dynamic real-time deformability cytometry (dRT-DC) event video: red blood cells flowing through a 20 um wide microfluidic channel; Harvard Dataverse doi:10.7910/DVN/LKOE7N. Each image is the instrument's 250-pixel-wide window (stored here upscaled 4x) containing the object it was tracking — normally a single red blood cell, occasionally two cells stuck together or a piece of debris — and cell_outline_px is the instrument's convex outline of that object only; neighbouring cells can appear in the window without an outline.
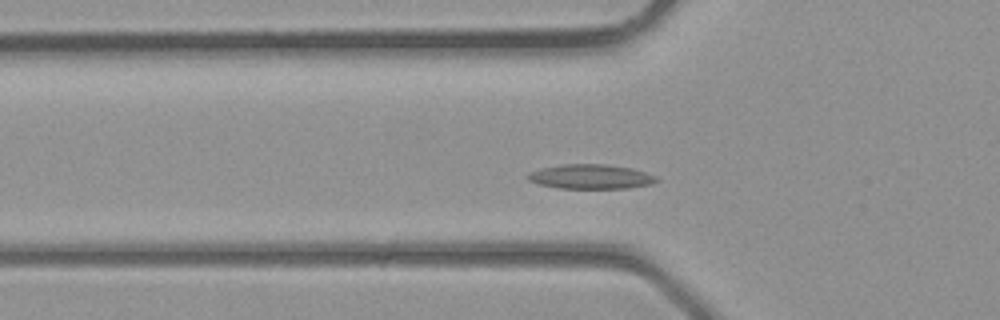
{"species": "common noctule bat (a hibernating species)", "species_latin": "Nyctalus noctula", "temperature_condition": "room temperature", "stored_images_in_passage": 34, "camera_frame_rate_fps": 3000, "um_per_image_px": 0.085, "animal": {"sex": "male", "body_mass_g": 23.1, "forearm_length_mm": 52.7}, "frame": {"image": 1, "passage_image": 7, "time_ms": 2.0, "image_size_px": [1000, 320], "cell_outline_px": [[660, 180], [652, 184], [628, 188], [560, 188], [540, 184], [528, 180], [524, 176], [528, 172], [540, 168], [560, 164], [604, 164], [632, 168], [656, 176]], "centroid_in_image_um": [50.19, 15.01], "position_along_channel_um": 75.6, "area_um2": 18.5}}
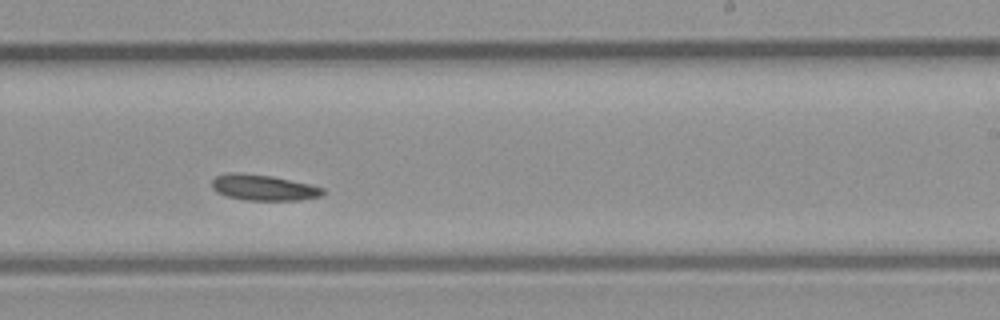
{"frame": {"image": 2, "passage_image": 18, "time_ms": 5.667, "image_size_px": [1000, 320], "cell_outline_px": [[324, 196], [300, 200], [244, 200], [228, 196], [216, 192], [212, 188], [212, 180], [216, 176], [228, 172], [240, 172], [272, 176], [312, 184], [324, 188]], "centroid_in_image_um": [22.42, 15.94], "position_along_channel_um": 266.6, "area_um2": 16.94}}
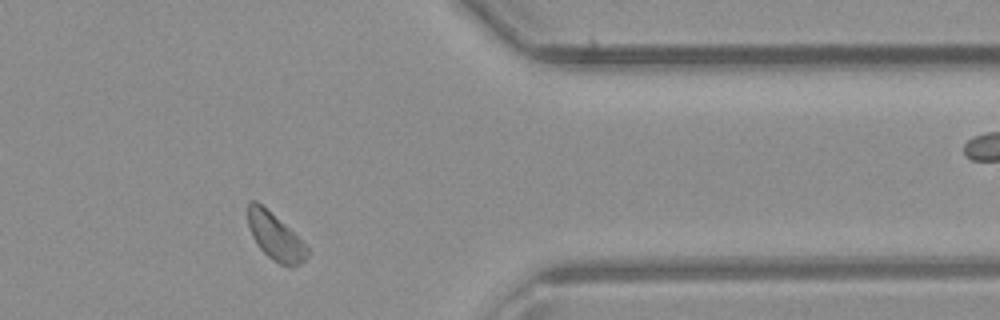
{"frame": {"image": 3, "passage_image": 26, "time_ms": 8.333, "image_size_px": [1000, 320], "cell_outline_px": [[308, 256], [300, 264], [292, 268], [288, 268], [272, 260], [260, 248], [252, 236], [248, 224], [248, 204], [252, 200], [256, 200], [288, 228], [308, 248]], "centroid_in_image_um": [23.39, 20.16], "position_along_channel_um": 388.0, "area_um2": 15.84}}